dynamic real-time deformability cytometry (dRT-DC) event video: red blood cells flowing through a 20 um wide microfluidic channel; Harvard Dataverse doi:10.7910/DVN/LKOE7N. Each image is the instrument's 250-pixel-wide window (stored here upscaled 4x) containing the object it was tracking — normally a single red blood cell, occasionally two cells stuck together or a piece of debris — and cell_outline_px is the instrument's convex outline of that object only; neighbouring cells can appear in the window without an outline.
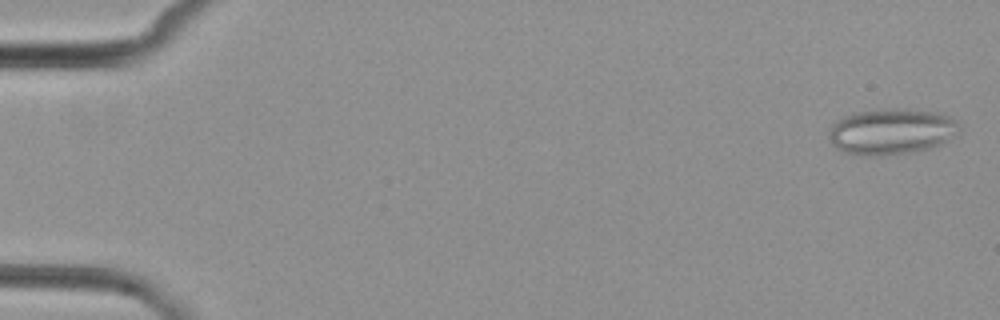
{"species": "common noctule bat (a hibernating species)", "species_latin": "Nyctalus noctula", "temperature_condition": "cold", "stored_images_in_passage": 4, "camera_frame_rate_fps": 3000, "um_per_image_px": 0.085, "animal": {"sex": "female", "body_mass_g": 29.2, "forearm_length_mm": 56.3}, "frame": {"image": 1, "passage_image": 1, "time_ms": 0.0, "image_size_px": [1000, 320], "cell_outline_px": [[960, 136], [940, 144], [928, 148], [908, 152], [844, 152], [836, 148], [832, 144], [828, 136], [832, 124], [836, 120], [844, 116], [860, 112], [932, 112], [948, 116], [956, 120], [960, 128]], "centroid_in_image_um": [75.83, 11.19], "position_along_channel_um": 9.2, "area_um2": 32.66}}